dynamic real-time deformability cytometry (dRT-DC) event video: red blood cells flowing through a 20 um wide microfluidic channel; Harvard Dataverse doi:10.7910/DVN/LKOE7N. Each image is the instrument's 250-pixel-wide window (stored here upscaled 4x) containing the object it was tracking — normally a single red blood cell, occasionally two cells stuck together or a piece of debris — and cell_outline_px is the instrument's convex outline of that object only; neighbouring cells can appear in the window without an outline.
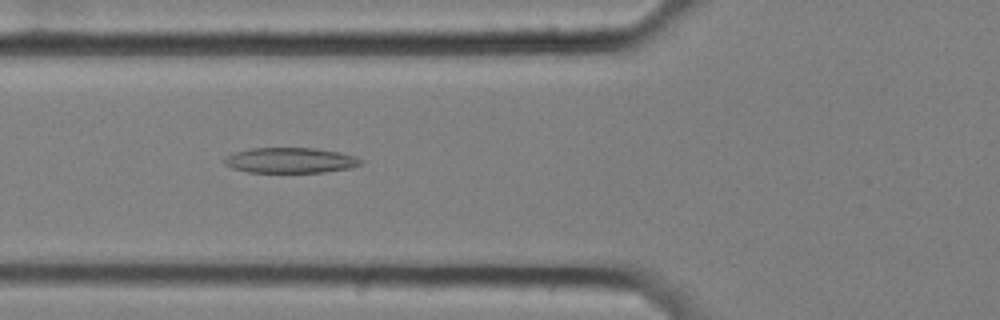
{"species": "common noctule bat (a hibernating species)", "species_latin": "Nyctalus noctula", "temperature_condition": "cold", "stored_images_in_passage": 57, "camera_frame_rate_fps": 3000, "um_per_image_px": 0.085, "animal": {"sex": "female", "body_mass_g": 25.1}, "frame": {"image": 1, "passage_image": 21, "time_ms": 6.667, "image_size_px": [1000, 320], "cell_outline_px": [[364, 164], [348, 168], [324, 172], [248, 172], [232, 168], [224, 164], [224, 160], [228, 156], [236, 152], [252, 148], [316, 148], [340, 152], [356, 156], [364, 160]], "centroid_in_image_um": [24.74, 13.63], "position_along_channel_um": 101.1, "area_um2": 20.17}}
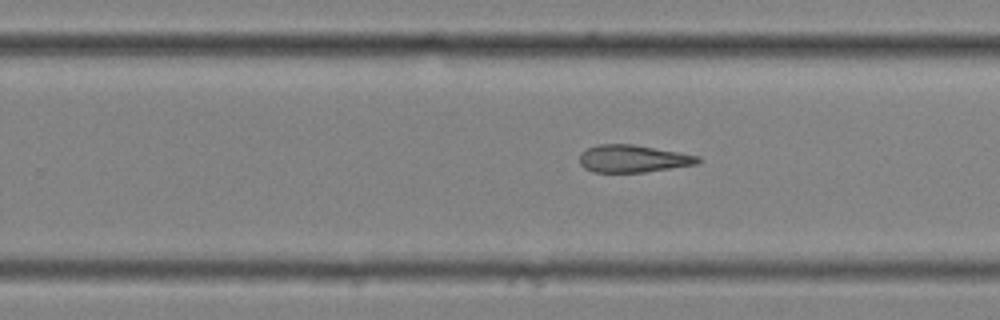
{"frame": {"image": 2, "passage_image": 36, "time_ms": 11.667, "image_size_px": [1000, 320], "cell_outline_px": [[700, 160], [696, 164], [644, 172], [592, 172], [584, 168], [580, 164], [580, 152], [596, 144], [632, 144], [680, 152], [700, 156]], "centroid_in_image_um": [53.77, 13.48], "position_along_channel_um": 276.0, "area_um2": 18.9}}
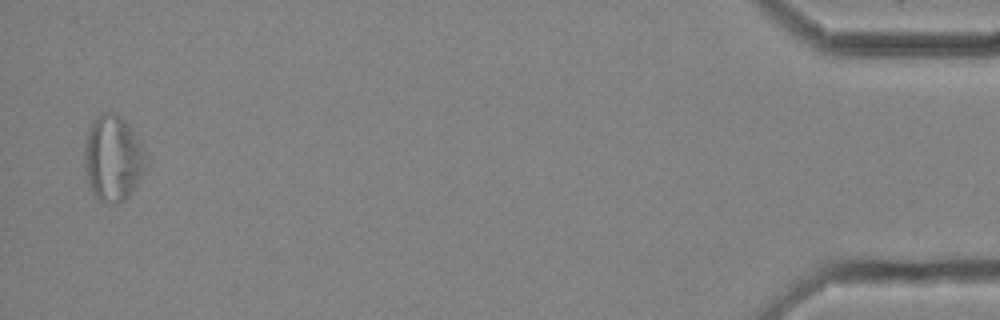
{"frame": {"image": 3, "passage_image": 56, "time_ms": 18.333, "image_size_px": [1000, 320], "cell_outline_px": [[152, 164], [128, 196], [120, 200], [104, 204], [92, 192], [88, 184], [84, 168], [84, 140], [92, 124], [104, 112], [112, 112], [120, 116], [128, 124], [152, 160]], "centroid_in_image_um": [9.66, 13.47], "position_along_channel_um": 425.5, "area_um2": 31.21}, "authors_computed_cell_mechanics": {"area_um2": 23.0622, "velocity_mm_per_s": 3.4957, "shape_relaxation_time_tau1_ms": null, "shape_relaxation_time_tau2_ms": 9.2531, "deformation_change_tau1": null, "deformation_change_tau2": 0.2353}}